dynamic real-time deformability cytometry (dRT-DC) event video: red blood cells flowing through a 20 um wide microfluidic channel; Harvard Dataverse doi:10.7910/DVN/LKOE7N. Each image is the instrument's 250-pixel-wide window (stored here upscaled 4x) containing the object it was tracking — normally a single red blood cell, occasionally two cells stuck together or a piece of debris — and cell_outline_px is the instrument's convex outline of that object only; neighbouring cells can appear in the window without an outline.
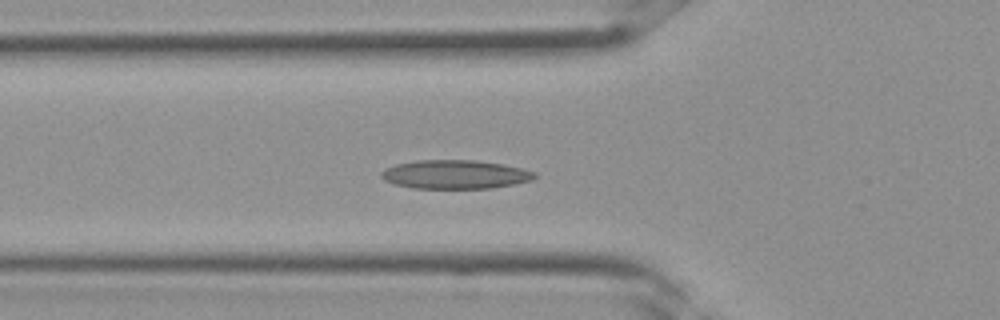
{"species": "Egyptian fruit bat (a non-hibernating species)", "species_latin": "Rousettus aegyptiacus", "temperature_condition": "room temperature", "stored_images_in_passage": 37, "camera_frame_rate_fps": 3000, "um_per_image_px": 0.085, "frame": {"image": 1, "passage_image": 13, "time_ms": 4.0, "image_size_px": [1000, 320], "cell_outline_px": [[536, 176], [532, 180], [492, 188], [412, 188], [392, 184], [384, 180], [380, 176], [380, 172], [384, 168], [396, 164], [416, 160], [476, 160], [504, 164], [536, 172]], "centroid_in_image_um": [38.64, 14.82], "position_along_channel_um": 87.2, "area_um2": 25.84}}
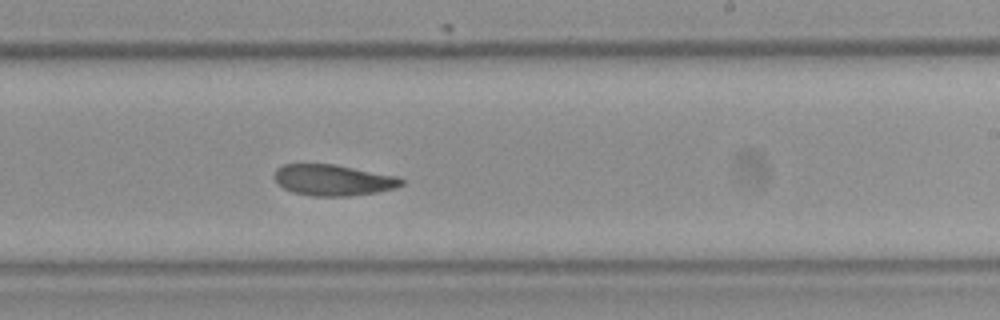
{"frame": {"image": 2, "passage_image": 22, "time_ms": 7.0, "image_size_px": [1000, 320], "cell_outline_px": [[404, 184], [396, 188], [376, 192], [348, 196], [312, 196], [292, 192], [284, 188], [272, 176], [276, 168], [284, 164], [336, 164], [396, 176], [404, 180]], "centroid_in_image_um": [28.31, 15.3], "position_along_channel_um": 260.7, "area_um2": 23.06}}
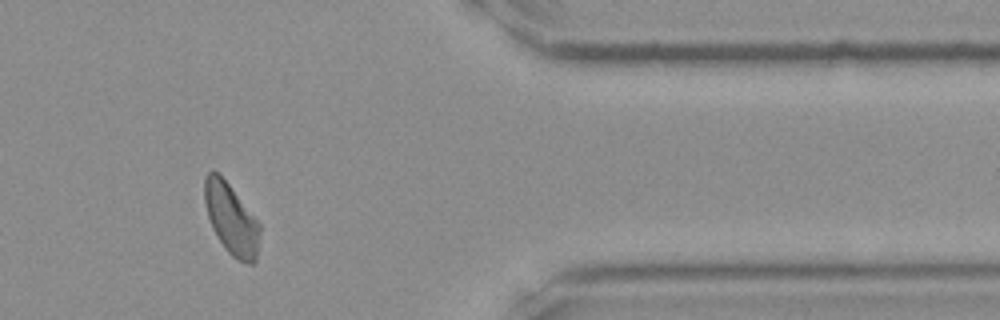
{"frame": {"image": 3, "passage_image": 30, "time_ms": 9.667, "image_size_px": [1000, 320], "cell_outline_px": [[260, 232], [256, 260], [252, 264], [248, 264], [236, 260], [228, 252], [216, 236], [212, 228], [208, 216], [204, 200], [204, 176], [212, 168], [220, 172], [260, 224]], "centroid_in_image_um": [19.63, 18.58], "position_along_channel_um": 391.8, "area_um2": 23.12}}